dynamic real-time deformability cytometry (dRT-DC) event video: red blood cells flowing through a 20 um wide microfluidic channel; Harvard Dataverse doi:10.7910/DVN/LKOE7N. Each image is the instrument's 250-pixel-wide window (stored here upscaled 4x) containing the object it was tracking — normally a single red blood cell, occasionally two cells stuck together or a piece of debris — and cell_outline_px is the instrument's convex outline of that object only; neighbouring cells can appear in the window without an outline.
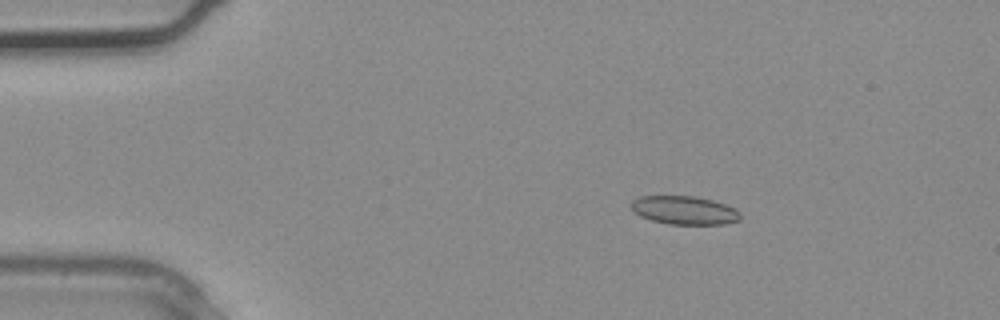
{"species": "common noctule bat (a hibernating species)", "species_latin": "Nyctalus noctula", "temperature_condition": "warm", "stored_images_in_passage": 3, "camera_frame_rate_fps": 3000, "um_per_image_px": 0.085, "animal": {"sex": "male", "body_mass_g": 20.4}, "frame": {"image": 1, "passage_image": 2, "time_ms": 0.333, "image_size_px": [1000, 320], "cell_outline_px": [[740, 220], [724, 224], [668, 224], [652, 220], [640, 216], [632, 208], [632, 200], [640, 196], [696, 196], [712, 200], [736, 208], [740, 212]], "centroid_in_image_um": [58.2, 17.87], "position_along_channel_um": 26.8, "area_um2": 18.03}}